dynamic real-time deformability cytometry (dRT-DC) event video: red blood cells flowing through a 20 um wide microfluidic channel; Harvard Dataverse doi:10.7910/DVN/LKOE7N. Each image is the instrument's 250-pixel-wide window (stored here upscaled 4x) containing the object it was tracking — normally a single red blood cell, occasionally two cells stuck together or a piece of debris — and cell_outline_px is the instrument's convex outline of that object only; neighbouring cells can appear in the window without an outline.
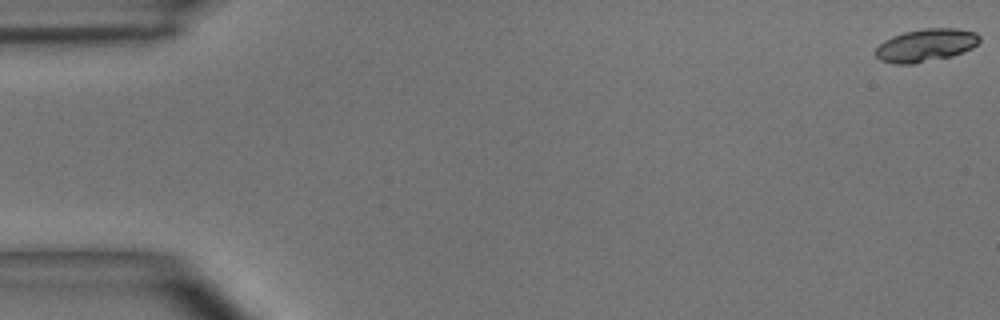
{"species": "common noctule bat (a hibernating species)", "species_latin": "Nyctalus noctula", "temperature_condition": "room temperature", "stored_images_in_passage": 5, "camera_frame_rate_fps": 3000, "um_per_image_px": 0.085, "animal": {"sex": "male", "body_mass_g": 15.6}, "frame": {"image": 1, "passage_image": 1, "time_ms": 0.0, "image_size_px": [1000, 320], "cell_outline_px": [[980, 40], [972, 48], [952, 56], [916, 64], [896, 64], [880, 60], [876, 56], [876, 48], [884, 40], [892, 36], [904, 32], [924, 28], [956, 28], [976, 32], [980, 36]], "centroid_in_image_um": [78.7, 3.84], "position_along_channel_um": 6.3, "area_um2": 19.94}}
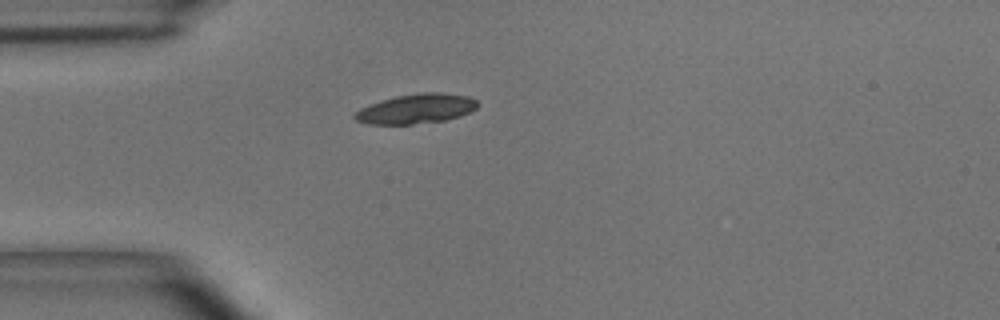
{"frame": {"image": 2, "passage_image": 5, "time_ms": 1.333, "image_size_px": [1000, 320], "cell_outline_px": [[480, 104], [476, 108], [460, 116], [444, 120], [412, 124], [368, 124], [356, 120], [352, 116], [360, 108], [380, 100], [396, 96], [420, 92], [440, 92], [468, 96], [476, 100]], "centroid_in_image_um": [35.37, 9.23], "position_along_channel_um": 49.6, "area_um2": 21.21}}